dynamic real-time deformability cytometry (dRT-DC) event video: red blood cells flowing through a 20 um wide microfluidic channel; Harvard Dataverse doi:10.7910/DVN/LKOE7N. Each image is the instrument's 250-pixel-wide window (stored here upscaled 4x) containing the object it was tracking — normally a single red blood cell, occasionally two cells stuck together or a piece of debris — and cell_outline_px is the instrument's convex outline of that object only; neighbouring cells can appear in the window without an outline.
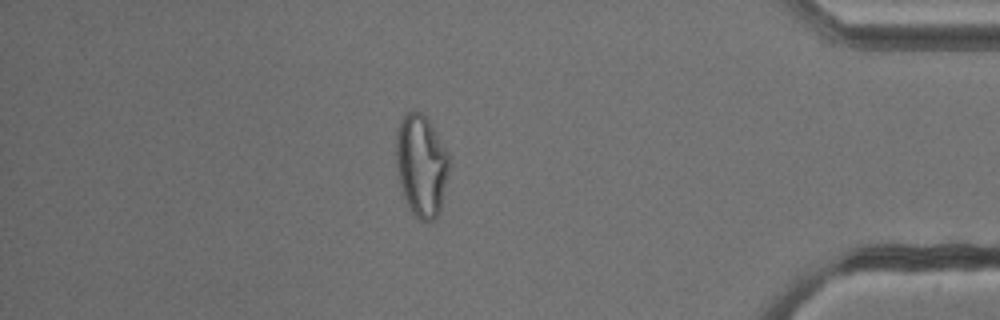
{"species": "common noctule bat (a hibernating species)", "species_latin": "Nyctalus noctula", "temperature_condition": "cold", "stored_images_in_passage": 53, "camera_frame_rate_fps": 3000, "um_per_image_px": 0.085, "animal": {"sex": "male", "body_mass_g": 13.3}, "frame": {"image": 1, "passage_image": 46, "time_ms": 15.0, "image_size_px": [1000, 320], "cell_outline_px": [[448, 172], [440, 212], [432, 220], [420, 220], [408, 208], [400, 184], [396, 164], [396, 140], [400, 124], [404, 116], [408, 112], [420, 112], [428, 120], [444, 148], [448, 156]], "centroid_in_image_um": [35.8, 14.11], "position_along_channel_um": 399.4, "area_um2": 30.69}}